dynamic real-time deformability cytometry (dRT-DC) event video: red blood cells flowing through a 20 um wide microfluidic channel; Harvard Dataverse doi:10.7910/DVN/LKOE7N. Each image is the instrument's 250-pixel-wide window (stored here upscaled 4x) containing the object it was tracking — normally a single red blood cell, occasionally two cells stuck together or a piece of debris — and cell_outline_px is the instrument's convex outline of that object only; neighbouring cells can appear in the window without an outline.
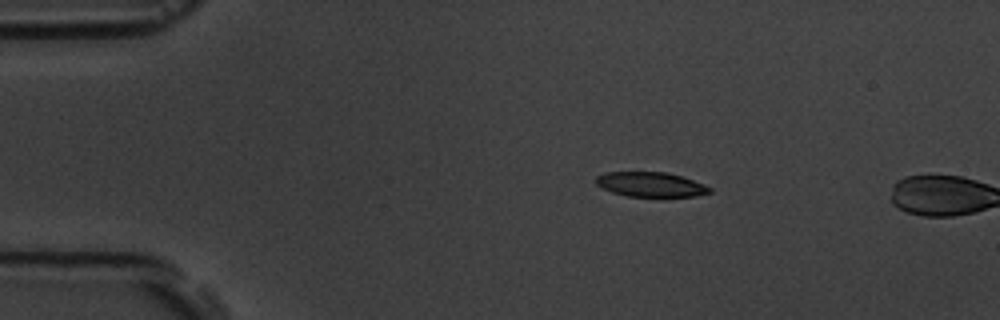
{"species": "common noctule bat (a hibernating species)", "species_latin": "Nyctalus noctula", "temperature_condition": "room temperature", "stored_images_in_passage": 3, "camera_frame_rate_fps": 3000, "um_per_image_px": 0.085, "animal": {"sex": "male", "body_mass_g": 19.5, "forearm_length_mm": 54.6}, "frame": {"image": 1, "passage_image": 2, "time_ms": 0.333, "image_size_px": [1000, 320], "cell_outline_px": [[712, 192], [696, 196], [628, 196], [612, 192], [596, 184], [596, 176], [604, 172], [668, 172], [704, 184], [712, 188]], "centroid_in_image_um": [55.31, 15.67], "position_along_channel_um": 29.7, "area_um2": 16.24}}